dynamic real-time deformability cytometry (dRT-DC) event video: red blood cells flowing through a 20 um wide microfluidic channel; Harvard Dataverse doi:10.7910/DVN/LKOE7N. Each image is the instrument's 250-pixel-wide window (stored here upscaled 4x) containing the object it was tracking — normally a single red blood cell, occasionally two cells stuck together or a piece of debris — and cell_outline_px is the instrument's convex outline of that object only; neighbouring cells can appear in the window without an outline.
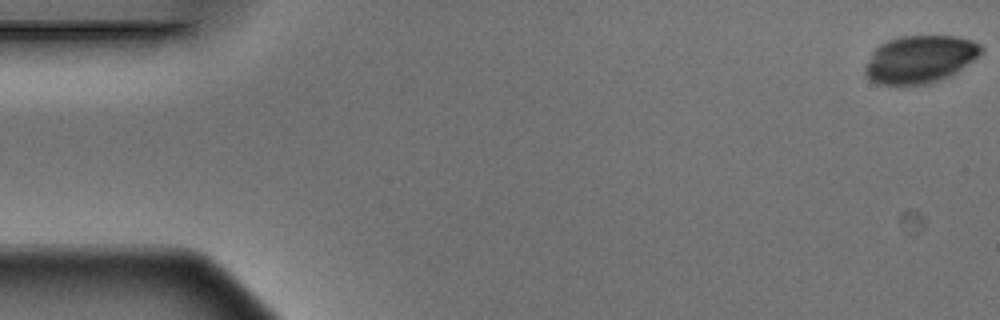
{"species": "Egyptian fruit bat (a non-hibernating species)", "species_latin": "Rousettus aegyptiacus", "temperature_condition": "warm", "stored_images_in_passage": 6, "segment_of_instrument_passage": [1, 2], "camera_frame_rate_fps": 3000, "um_per_image_px": 0.085, "animal": {"sex": "male"}, "frame": {"image": 1, "passage_image": 1, "time_ms": 0.0, "image_size_px": [1000, 320], "cell_outline_px": [[984, 48], [972, 60], [952, 76], [928, 84], [880, 84], [872, 80], [864, 72], [864, 68], [872, 52], [880, 44], [888, 40], [900, 36], [956, 36], [972, 40], [980, 44]], "centroid_in_image_um": [78.2, 5.03], "position_along_channel_um": 6.8, "area_um2": 31.96}}